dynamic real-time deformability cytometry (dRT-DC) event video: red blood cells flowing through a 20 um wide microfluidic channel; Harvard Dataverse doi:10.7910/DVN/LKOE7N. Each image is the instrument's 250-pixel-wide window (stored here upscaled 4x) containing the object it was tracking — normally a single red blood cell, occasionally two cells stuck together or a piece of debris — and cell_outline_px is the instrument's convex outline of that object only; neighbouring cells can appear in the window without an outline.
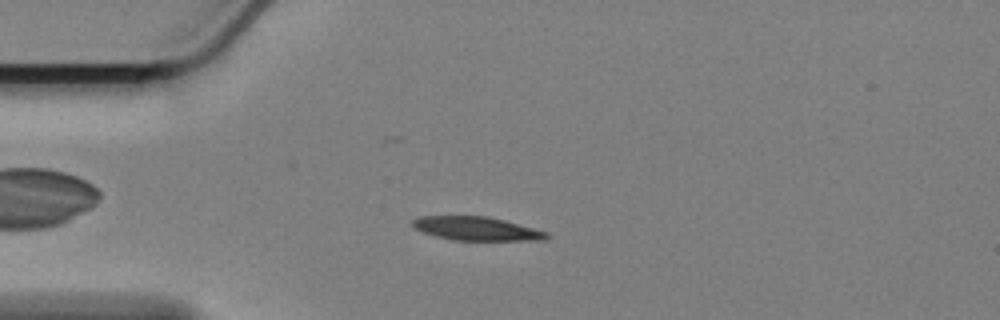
{"species": "Egyptian fruit bat (a non-hibernating species)", "species_latin": "Rousettus aegyptiacus", "temperature_condition": "cold", "stored_images_in_passage": 57, "camera_frame_rate_fps": 3000, "um_per_image_px": 0.085, "animal": {"sex": "female"}, "frame": {"image": 1, "passage_image": 13, "time_ms": 4.0, "image_size_px": [1000, 320], "cell_outline_px": [[552, 236], [548, 240], [452, 240], [420, 232], [412, 228], [412, 220], [420, 216], [484, 216], [504, 220], [548, 232]], "centroid_in_image_um": [40.49, 19.44], "position_along_channel_um": 44.5, "area_um2": 18.61}}
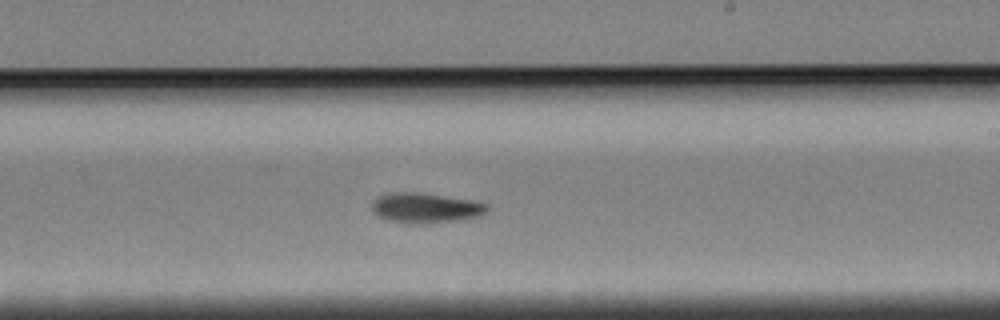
{"frame": {"image": 2, "passage_image": 33, "time_ms": 10.667, "image_size_px": [1000, 320], "cell_outline_px": [[488, 208], [480, 216], [456, 220], [424, 224], [388, 220], [372, 212], [372, 204], [380, 196], [392, 192], [416, 192], [472, 200], [488, 204]], "centroid_in_image_um": [36.18, 17.67], "position_along_channel_um": 252.8, "area_um2": 19.77}}
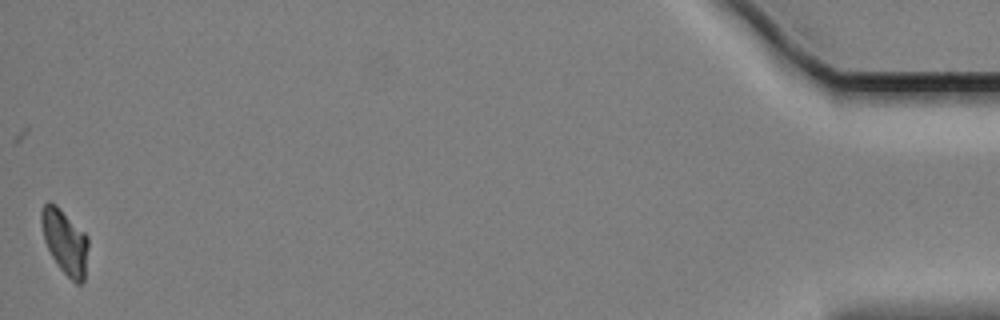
{"frame": {"image": 3, "passage_image": 57, "time_ms": 18.667, "image_size_px": [1000, 320], "cell_outline_px": [[88, 248], [84, 280], [80, 284], [76, 284], [60, 268], [52, 256], [44, 240], [40, 224], [40, 212], [44, 204], [48, 200], [56, 204], [88, 236]], "centroid_in_image_um": [5.5, 20.51], "position_along_channel_um": 429.7, "area_um2": 17.69}, "authors_computed_cell_mechanics": {"area_um2": 18.9584, "velocity_mm_per_s": 3.3762, "shape_relaxation_time_tau1_ms": 4.8509, "shape_relaxation_time_tau2_ms": null, "deformation_change_tau1": 0.1454, "deformation_change_tau2": null}}